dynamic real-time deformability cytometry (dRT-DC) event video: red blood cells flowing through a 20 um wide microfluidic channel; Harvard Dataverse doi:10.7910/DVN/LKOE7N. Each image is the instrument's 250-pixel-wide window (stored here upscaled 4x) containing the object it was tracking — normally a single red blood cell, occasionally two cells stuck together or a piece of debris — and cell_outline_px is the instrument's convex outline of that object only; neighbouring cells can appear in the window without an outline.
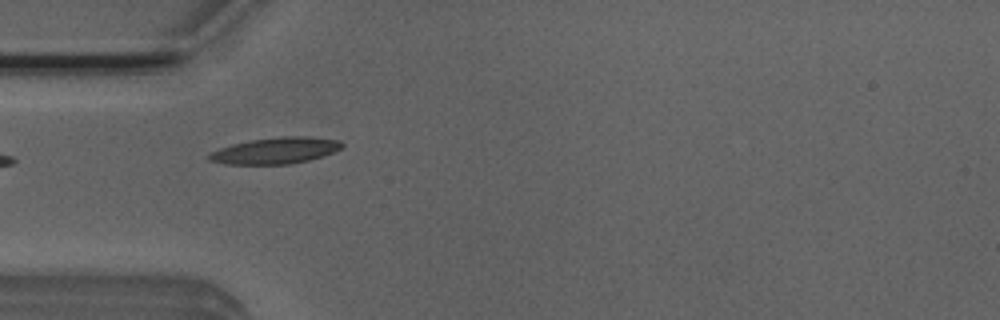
{"species": "Egyptian fruit bat (a non-hibernating species)", "species_latin": "Rousettus aegyptiacus", "temperature_condition": "room temperature", "stored_images_in_passage": 2, "camera_frame_rate_fps": 3000, "um_per_image_px": 0.085, "animal": {"sex": "male"}, "frame": {"image": 1, "passage_image": 1, "time_ms": 0.0, "image_size_px": [1000, 320], "cell_outline_px": [[344, 144], [340, 148], [332, 152], [308, 160], [288, 164], [224, 164], [208, 160], [208, 156], [212, 152], [220, 148], [232, 144], [252, 140], [280, 136], [304, 136], [340, 140]], "centroid_in_image_um": [23.4, 12.8], "position_along_channel_um": 61.6, "area_um2": 20.11}}